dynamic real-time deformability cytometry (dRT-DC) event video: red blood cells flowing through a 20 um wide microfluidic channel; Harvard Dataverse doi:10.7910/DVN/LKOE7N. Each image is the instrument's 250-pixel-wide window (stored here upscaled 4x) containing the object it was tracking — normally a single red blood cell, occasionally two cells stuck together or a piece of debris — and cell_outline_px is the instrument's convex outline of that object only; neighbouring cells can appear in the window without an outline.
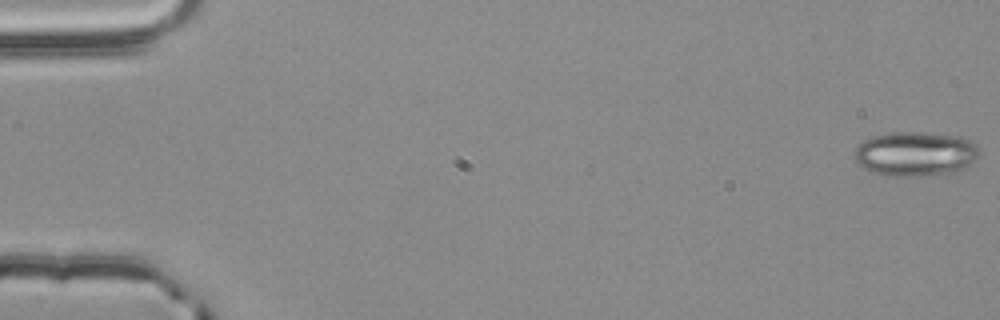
{"species": "common noctule bat (a hibernating species)", "species_latin": "Nyctalus noctula", "temperature_condition": "room temperature", "stored_images_in_passage": 56, "camera_frame_rate_fps": 3000, "um_per_image_px": 0.085, "animal": {"sex": "male", "body_mass_g": 20.4}, "frame": {"image": 1, "passage_image": 1, "time_ms": 0.0, "image_size_px": [1000, 320], "cell_outline_px": [[980, 152], [968, 164], [956, 172], [944, 176], [884, 176], [872, 172], [864, 168], [852, 156], [856, 148], [864, 140], [872, 136], [892, 132], [920, 132], [960, 136], [972, 140], [976, 144]], "centroid_in_image_um": [77.8, 13.09], "position_along_channel_um": 7.2, "area_um2": 32.77}}
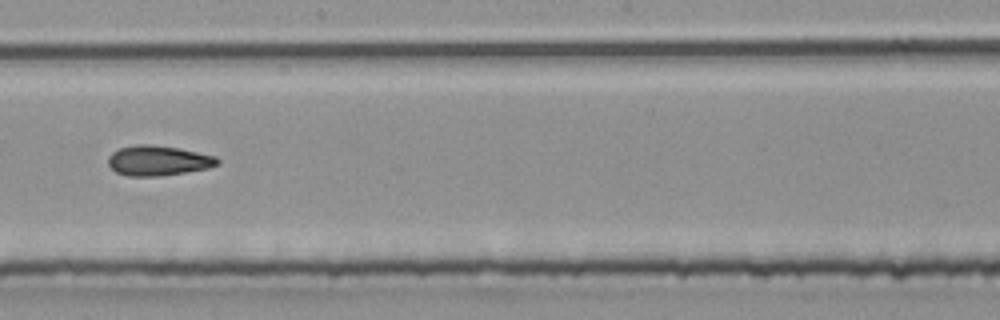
{"frame": {"image": 2, "passage_image": 32, "time_ms": 10.333, "image_size_px": [1000, 320], "cell_outline_px": [[220, 164], [208, 168], [160, 176], [128, 176], [116, 172], [108, 164], [108, 156], [112, 152], [120, 148], [136, 144], [148, 144], [180, 148], [216, 156], [220, 160]], "centroid_in_image_um": [13.45, 13.64], "position_along_channel_um": 234.7, "area_um2": 19.19}}
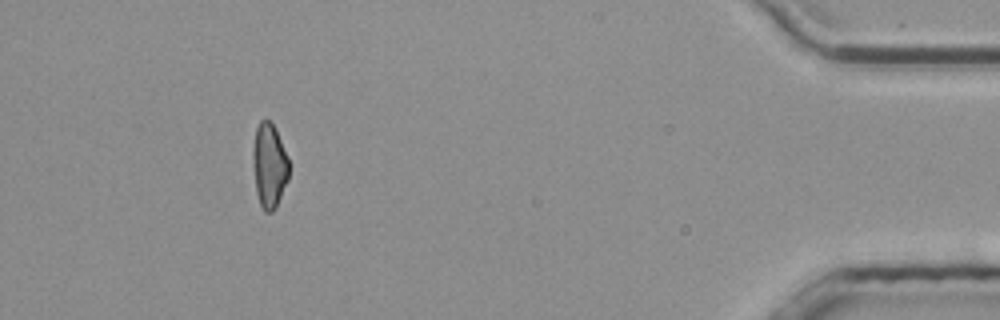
{"frame": {"image": 3, "passage_image": 51, "time_ms": 16.667, "image_size_px": [1000, 320], "cell_outline_px": [[288, 180], [276, 208], [272, 212], [264, 212], [260, 204], [256, 192], [252, 156], [252, 152], [256, 128], [260, 120], [268, 120], [272, 124], [280, 140], [288, 160]], "centroid_in_image_um": [22.87, 14.12], "position_along_channel_um": 412.3, "area_um2": 17.51}, "authors_computed_cell_mechanics": {"area_um2": 19.074, "velocity_mm_per_s": 3.8235, "shape_relaxation_time_tau1_ms": 8.5641, "shape_relaxation_time_tau2_ms": 7.6604, "deformation_change_tau1": 0.1945, "deformation_change_tau2": 0.1808}}